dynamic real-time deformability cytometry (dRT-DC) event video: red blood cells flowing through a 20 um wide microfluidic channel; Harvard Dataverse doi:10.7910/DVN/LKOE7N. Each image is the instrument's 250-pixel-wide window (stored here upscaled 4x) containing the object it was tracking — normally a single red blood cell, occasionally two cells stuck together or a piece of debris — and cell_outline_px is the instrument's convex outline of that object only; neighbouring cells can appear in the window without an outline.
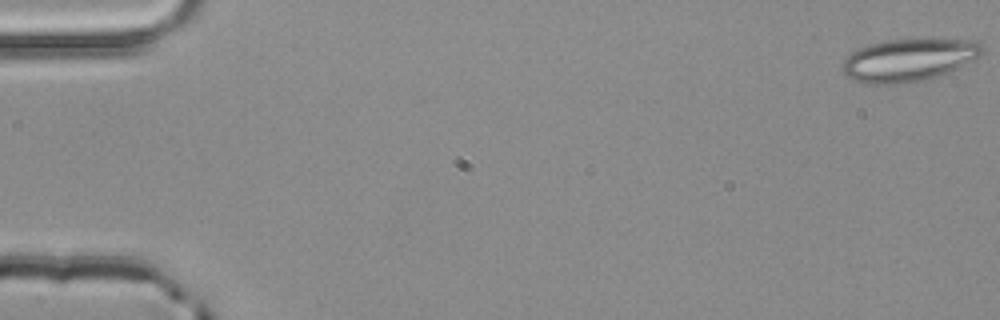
{"species": "common noctule bat (a hibernating species)", "species_latin": "Nyctalus noctula", "temperature_condition": "room temperature", "stored_images_in_passage": 4, "camera_frame_rate_fps": 3000, "um_per_image_px": 0.085, "animal": {"sex": "male", "body_mass_g": 20.4}, "frame": {"image": 1, "passage_image": 1, "time_ms": 0.0, "image_size_px": [1000, 320], "cell_outline_px": [[984, 52], [980, 56], [952, 72], [924, 80], [896, 84], [868, 84], [852, 80], [844, 72], [844, 60], [852, 52], [860, 48], [872, 44], [888, 40], [980, 40]], "centroid_in_image_um": [77.3, 5.12], "position_along_channel_um": 7.7, "area_um2": 34.45}}